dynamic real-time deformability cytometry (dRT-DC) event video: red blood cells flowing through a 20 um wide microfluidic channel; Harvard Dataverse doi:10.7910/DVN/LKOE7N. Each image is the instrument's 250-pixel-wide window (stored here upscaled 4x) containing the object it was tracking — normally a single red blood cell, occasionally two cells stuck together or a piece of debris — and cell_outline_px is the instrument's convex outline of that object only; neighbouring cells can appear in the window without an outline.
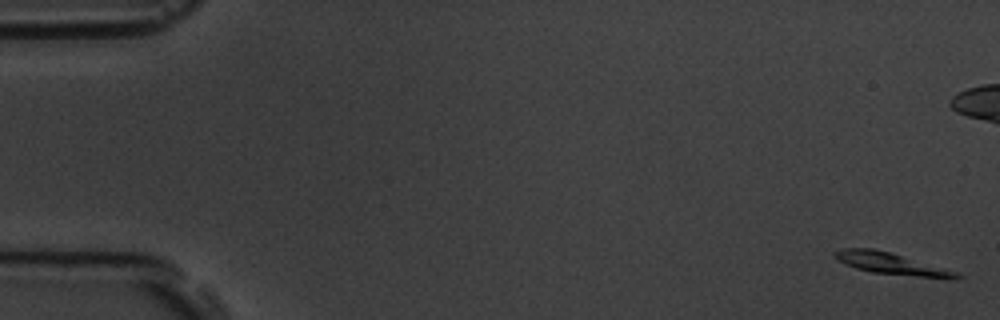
{"species": "common noctule bat (a hibernating species)", "species_latin": "Nyctalus noctula", "temperature_condition": "room temperature", "stored_images_in_passage": 8, "camera_frame_rate_fps": 3000, "um_per_image_px": 0.085, "animal": {"sex": "male", "body_mass_g": 19.5, "forearm_length_mm": 54.6}, "frame": {"image": 1, "passage_image": 1, "time_ms": 0.0, "image_size_px": [1000, 320], "cell_outline_px": [[964, 276], [952, 280], [948, 280], [872, 272], [856, 268], [836, 260], [832, 256], [832, 252], [840, 248], [872, 248], [888, 252], [956, 272]], "centroid_in_image_um": [75.72, 22.43], "position_along_channel_um": 9.3, "area_um2": 15.32}}
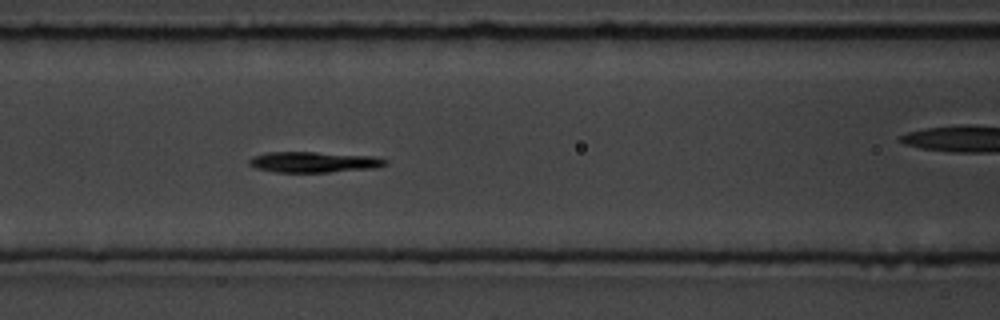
{"frame": {"image": 2, "passage_image": 7, "time_ms": 7.667, "image_size_px": [1000, 320], "cell_outline_px": [[388, 164], [376, 168], [328, 172], [276, 172], [256, 168], [248, 164], [248, 160], [252, 156], [268, 152], [316, 152], [372, 156], [388, 160]], "centroid_in_image_um": [26.67, 13.77], "position_along_channel_um": 139.9, "area_um2": 16.47}}